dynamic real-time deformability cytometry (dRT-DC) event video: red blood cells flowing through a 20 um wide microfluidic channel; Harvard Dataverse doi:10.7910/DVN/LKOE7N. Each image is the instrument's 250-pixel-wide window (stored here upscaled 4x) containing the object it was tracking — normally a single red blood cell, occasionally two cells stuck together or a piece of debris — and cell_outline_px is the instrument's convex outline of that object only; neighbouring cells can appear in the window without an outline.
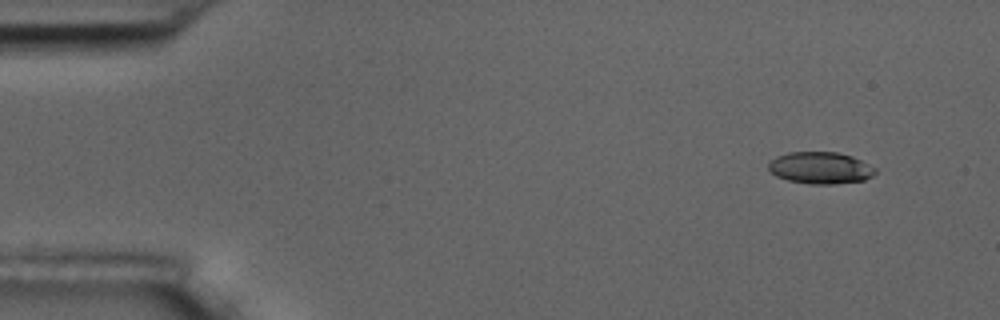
{"species": "common noctule bat (a hibernating species)", "species_latin": "Nyctalus noctula", "temperature_condition": "room temperature", "stored_images_in_passage": 9, "camera_frame_rate_fps": 3000, "um_per_image_px": 0.085, "animal": {"sex": "male", "body_mass_g": 17.5, "forearm_length_mm": 52.3}, "frame": {"image": 1, "passage_image": 1, "time_ms": 0.0, "image_size_px": [1000, 320], "cell_outline_px": [[876, 172], [872, 176], [864, 180], [836, 184], [808, 184], [788, 180], [776, 176], [768, 168], [768, 164], [776, 156], [788, 152], [836, 152], [852, 156], [876, 168]], "centroid_in_image_um": [69.73, 14.27], "position_along_channel_um": 15.3, "area_um2": 19.83}}
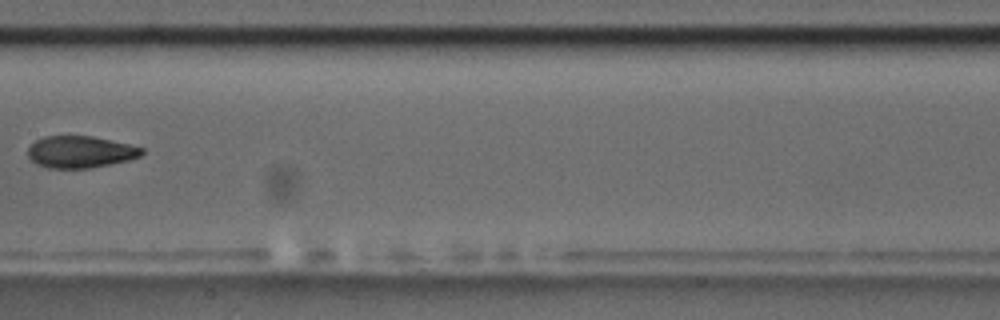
{"frame": {"image": 2, "passage_image": 8, "time_ms": 8.0, "image_size_px": [1000, 320], "cell_outline_px": [[144, 152], [140, 156], [128, 160], [88, 168], [48, 168], [36, 164], [28, 156], [28, 148], [36, 140], [44, 136], [92, 136], [128, 144], [144, 148]], "centroid_in_image_um": [6.81, 12.91], "position_along_channel_um": 200.6, "area_um2": 20.98}}
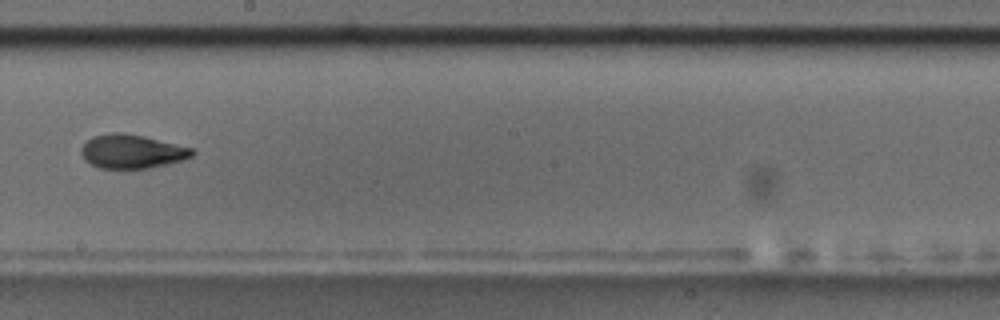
{"frame": {"image": 3, "passage_image": 9, "time_ms": 9.0, "image_size_px": [1000, 320], "cell_outline_px": [[196, 152], [192, 156], [184, 160], [148, 168], [100, 168], [84, 160], [80, 152], [80, 148], [92, 136], [112, 132], [124, 132], [144, 136], [192, 148]], "centroid_in_image_um": [11.2, 12.86], "position_along_channel_um": 237.0, "area_um2": 21.91}}